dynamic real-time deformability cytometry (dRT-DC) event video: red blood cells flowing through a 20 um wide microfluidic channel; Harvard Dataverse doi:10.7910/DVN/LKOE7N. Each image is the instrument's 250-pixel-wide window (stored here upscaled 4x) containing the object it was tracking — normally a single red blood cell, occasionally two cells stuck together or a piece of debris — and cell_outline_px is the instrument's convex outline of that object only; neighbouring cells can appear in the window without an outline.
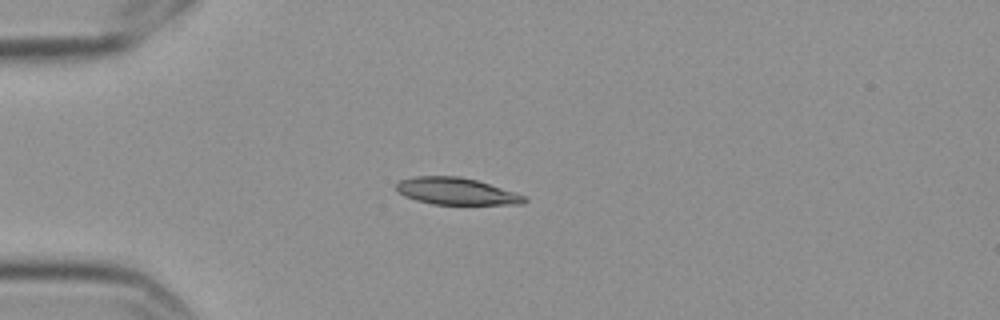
{"species": "Egyptian fruit bat (a non-hibernating species)", "species_latin": "Rousettus aegyptiacus", "temperature_condition": "cold", "stored_images_in_passage": 12, "camera_frame_rate_fps": 3000, "um_per_image_px": 0.085, "frame": {"image": 1, "passage_image": 1, "time_ms": 0.0, "image_size_px": [1000, 320], "cell_outline_px": [[528, 200], [524, 204], [432, 204], [416, 200], [404, 196], [396, 192], [396, 184], [400, 180], [412, 176], [460, 176], [476, 180], [524, 196]], "centroid_in_image_um": [38.7, 16.25], "position_along_channel_um": 46.3, "area_um2": 19.94}}
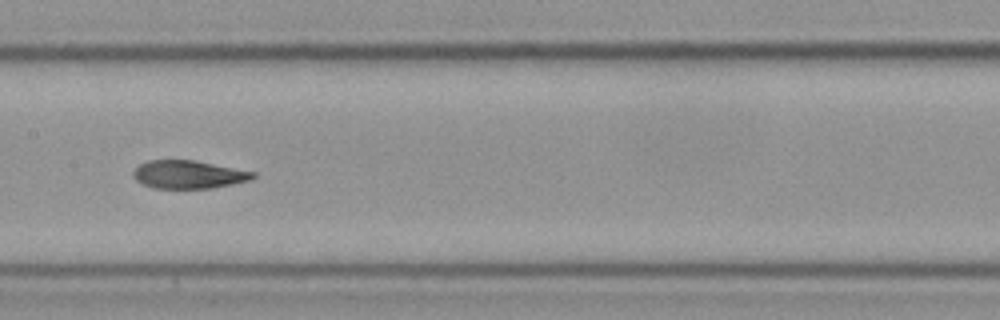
{"frame": {"image": 2, "passage_image": 5, "time_ms": 1.333, "image_size_px": [1000, 320], "cell_outline_px": [[256, 176], [248, 180], [232, 184], [208, 188], [152, 188], [136, 180], [132, 172], [140, 164], [148, 160], [192, 160], [256, 172]], "centroid_in_image_um": [16.0, 14.83], "position_along_channel_um": 191.4, "area_um2": 19.31}}
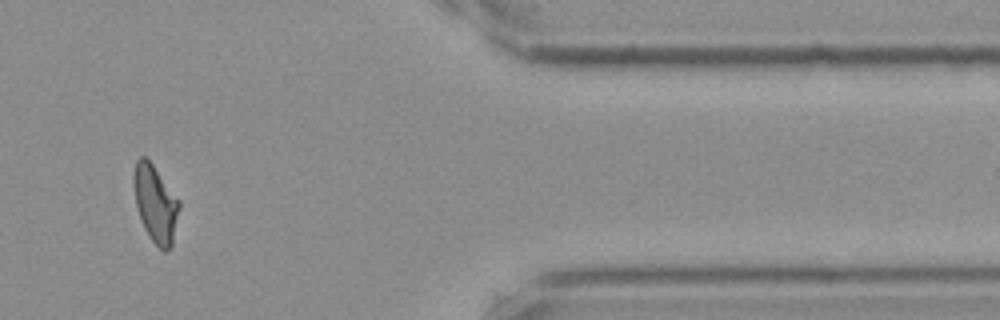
{"frame": {"image": 3, "passage_image": 10, "time_ms": 3.0, "image_size_px": [1000, 320], "cell_outline_px": [[180, 208], [172, 244], [164, 252], [148, 236], [144, 228], [136, 208], [132, 184], [132, 176], [136, 160], [140, 156], [144, 156], [152, 164], [180, 200]], "centroid_in_image_um": [13.19, 17.29], "position_along_channel_um": 398.2, "area_um2": 20.58}}